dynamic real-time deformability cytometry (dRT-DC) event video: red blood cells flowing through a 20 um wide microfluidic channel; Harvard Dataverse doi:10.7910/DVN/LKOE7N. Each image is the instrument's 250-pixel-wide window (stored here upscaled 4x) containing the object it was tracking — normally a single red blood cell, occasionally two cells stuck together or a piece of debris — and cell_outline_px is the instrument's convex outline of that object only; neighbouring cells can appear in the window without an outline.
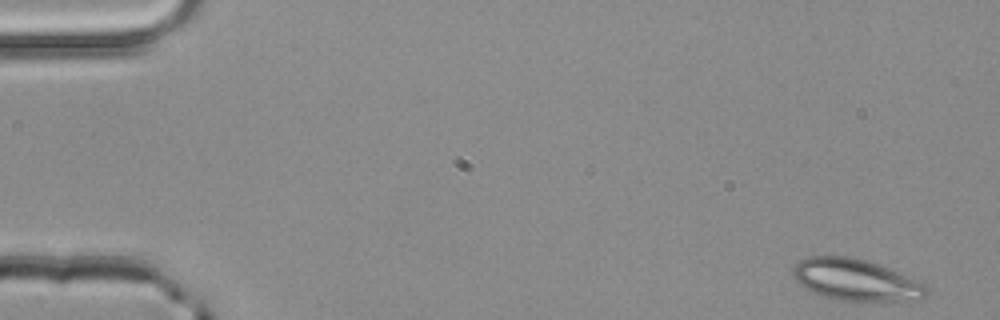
{"species": "common noctule bat (a hibernating species)", "species_latin": "Nyctalus noctula", "temperature_condition": "room temperature", "stored_images_in_passage": 50, "camera_frame_rate_fps": 3000, "um_per_image_px": 0.085, "animal": {"sex": "male", "body_mass_g": 20.4}, "frame": {"image": 1, "passage_image": 1, "time_ms": 0.0, "image_size_px": [1000, 320], "cell_outline_px": [[928, 296], [920, 300], [836, 300], [812, 292], [804, 288], [792, 276], [792, 268], [800, 260], [808, 256], [844, 256], [864, 260], [888, 268], [916, 280], [924, 284], [928, 288]], "centroid_in_image_um": [72.71, 23.79], "position_along_channel_um": 12.3, "area_um2": 32.02}}
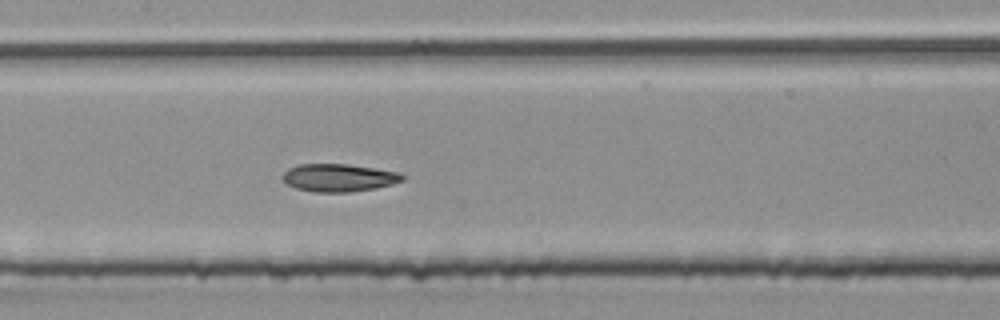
{"frame": {"image": 2, "passage_image": 24, "time_ms": 7.667, "image_size_px": [1000, 320], "cell_outline_px": [[404, 180], [392, 184], [376, 188], [352, 192], [312, 192], [296, 188], [288, 184], [280, 176], [288, 168], [300, 164], [348, 164], [400, 172], [404, 176]], "centroid_in_image_um": [28.8, 15.11], "position_along_channel_um": 178.6, "area_um2": 19.48}}
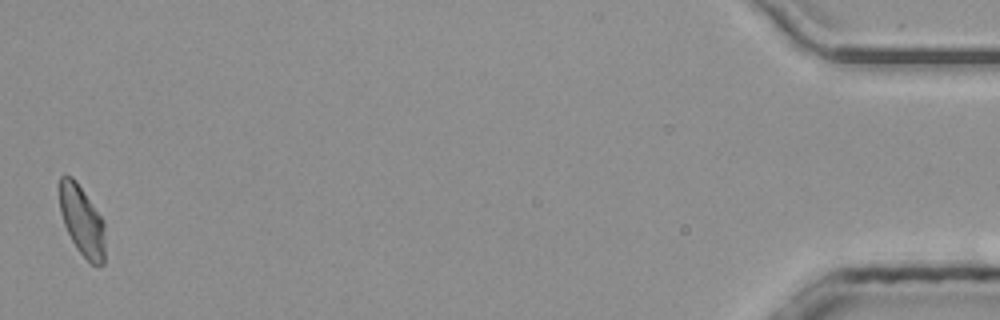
{"frame": {"image": 3, "passage_image": 50, "time_ms": 16.333, "image_size_px": [1000, 320], "cell_outline_px": [[104, 264], [92, 264], [76, 248], [64, 224], [60, 212], [60, 176], [72, 176], [76, 180], [104, 220]], "centroid_in_image_um": [6.98, 18.75], "position_along_channel_um": 428.2, "area_um2": 18.38}, "authors_computed_cell_mechanics": {"area_um2": 19.4497, "velocity_mm_per_s": 4.0178, "shape_relaxation_time_tau1_ms": 10.112, "shape_relaxation_time_tau2_ms": 2.9208, "deformation_change_tau1": 0.1844, "deformation_change_tau2": 0.0776}}